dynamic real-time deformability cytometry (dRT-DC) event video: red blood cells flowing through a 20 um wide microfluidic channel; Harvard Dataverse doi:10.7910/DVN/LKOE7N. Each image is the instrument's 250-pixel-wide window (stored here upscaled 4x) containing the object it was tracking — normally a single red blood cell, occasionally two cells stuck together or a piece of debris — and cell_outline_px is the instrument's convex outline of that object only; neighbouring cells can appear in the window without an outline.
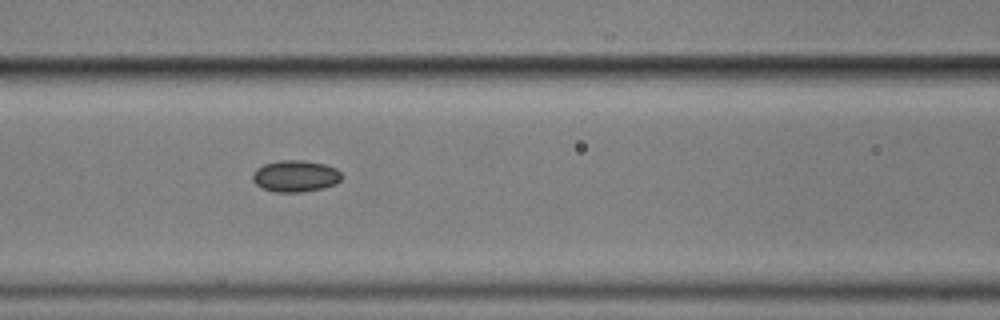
{"species": "common noctule bat (a hibernating species)", "species_latin": "Nyctalus noctula", "temperature_condition": "cold", "stored_images_in_passage": 6, "camera_frame_rate_fps": 3000, "um_per_image_px": 0.085, "animal": {"sex": "male", "body_mass_g": 17.9}, "frame": {"image": 1, "passage_image": 6, "time_ms": 7.667, "image_size_px": [1000, 320], "cell_outline_px": [[344, 176], [336, 184], [324, 188], [300, 192], [276, 192], [264, 188], [256, 184], [252, 180], [252, 172], [256, 168], [264, 164], [280, 160], [300, 160], [324, 164], [336, 168]], "centroid_in_image_um": [25.12, 14.96], "position_along_channel_um": 141.5, "area_um2": 16.47}}